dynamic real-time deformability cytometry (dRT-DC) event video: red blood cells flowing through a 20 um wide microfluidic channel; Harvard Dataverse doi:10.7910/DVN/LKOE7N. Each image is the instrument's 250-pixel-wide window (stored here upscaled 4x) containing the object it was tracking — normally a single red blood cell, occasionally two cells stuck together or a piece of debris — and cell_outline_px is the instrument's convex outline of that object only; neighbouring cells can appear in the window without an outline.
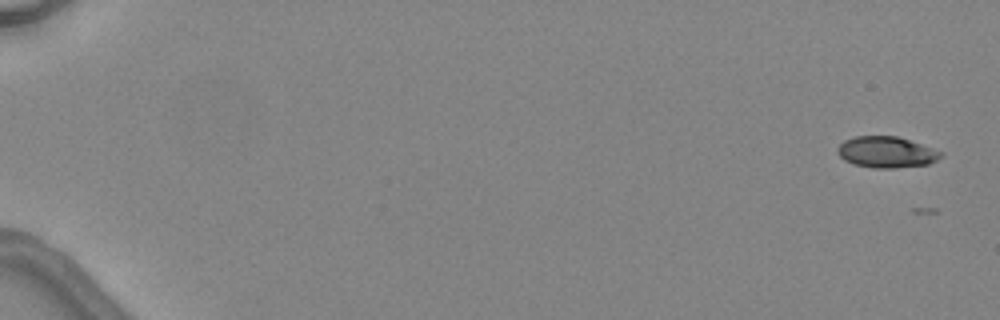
{"species": "common noctule bat (a hibernating species)", "species_latin": "Nyctalus noctula", "temperature_condition": "warm", "stored_images_in_passage": 6, "camera_frame_rate_fps": 3000, "um_per_image_px": 0.085, "animal": {"sex": "female", "body_mass_g": 24.6, "forearm_length_mm": 56.2}, "frame": {"image": 1, "passage_image": 1, "time_ms": 0.0, "image_size_px": [1000, 320], "cell_outline_px": [[944, 156], [928, 164], [896, 168], [872, 168], [856, 164], [844, 160], [836, 152], [836, 148], [844, 140], [856, 136], [896, 136], [944, 152]], "centroid_in_image_um": [75.34, 12.93], "position_along_channel_um": 9.7, "area_um2": 18.73}}